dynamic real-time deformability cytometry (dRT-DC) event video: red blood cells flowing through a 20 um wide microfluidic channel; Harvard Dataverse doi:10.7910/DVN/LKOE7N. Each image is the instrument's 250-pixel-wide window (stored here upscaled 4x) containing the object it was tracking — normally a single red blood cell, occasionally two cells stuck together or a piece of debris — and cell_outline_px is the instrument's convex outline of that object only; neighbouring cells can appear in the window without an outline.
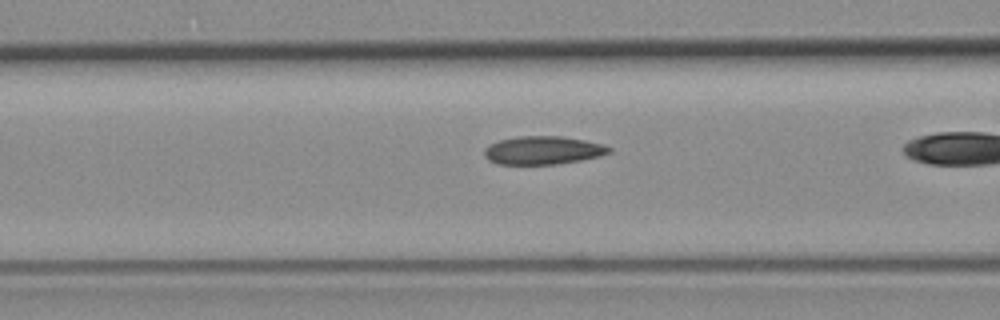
{"species": "common noctule bat (a hibernating species)", "species_latin": "Nyctalus noctula", "temperature_condition": "room temperature", "stored_images_in_passage": 24, "camera_frame_rate_fps": 3000, "um_per_image_px": 0.085, "animal": {"sex": "female", "body_mass_g": 19.3, "forearm_length_mm": 54.1}, "frame": {"image": 1, "passage_image": 4, "time_ms": 1.0, "image_size_px": [1000, 320], "cell_outline_px": [[612, 152], [600, 156], [580, 160], [556, 164], [496, 164], [488, 160], [484, 156], [484, 148], [488, 144], [500, 140], [516, 136], [564, 136], [604, 144], [612, 148]], "centroid_in_image_um": [46.14, 12.77], "position_along_channel_um": 120.5, "area_um2": 20.75}}
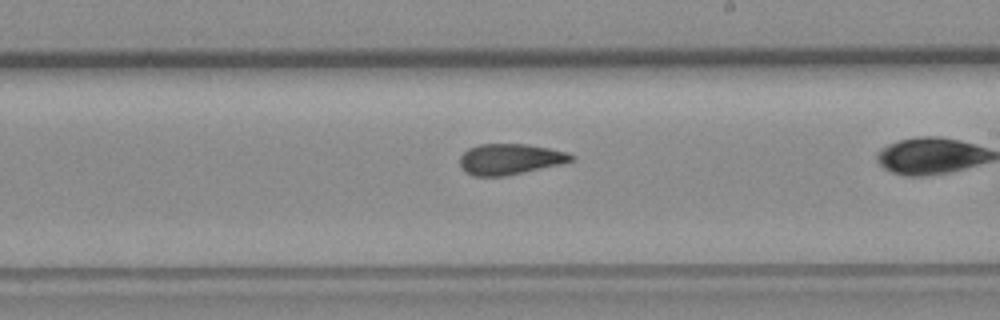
{"frame": {"image": 2, "passage_image": 14, "time_ms": 4.333, "image_size_px": [1000, 320], "cell_outline_px": [[576, 156], [572, 160], [560, 164], [504, 176], [472, 176], [464, 172], [460, 164], [460, 156], [468, 148], [480, 144], [528, 144], [568, 152]], "centroid_in_image_um": [43.32, 13.52], "position_along_channel_um": 245.7, "area_um2": 19.94}}
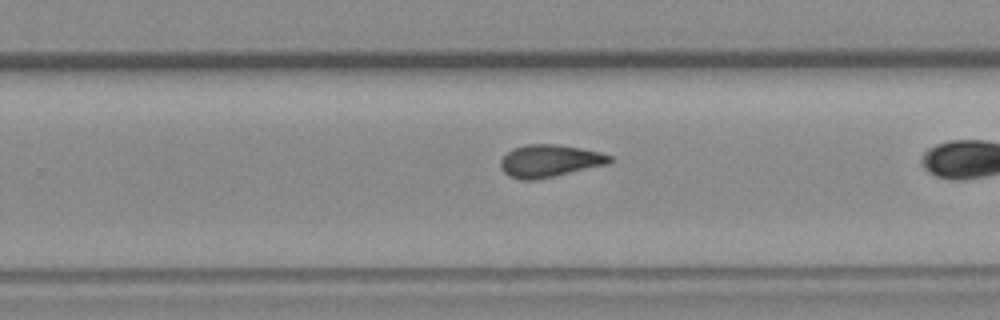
{"frame": {"image": 3, "passage_image": 17, "time_ms": 5.333, "image_size_px": [1000, 320], "cell_outline_px": [[612, 160], [608, 164], [536, 180], [520, 180], [508, 176], [500, 168], [500, 160], [512, 148], [528, 144], [556, 144], [580, 148], [600, 152], [612, 156]], "centroid_in_image_um": [46.69, 13.68], "position_along_channel_um": 283.1, "area_um2": 20.63}}